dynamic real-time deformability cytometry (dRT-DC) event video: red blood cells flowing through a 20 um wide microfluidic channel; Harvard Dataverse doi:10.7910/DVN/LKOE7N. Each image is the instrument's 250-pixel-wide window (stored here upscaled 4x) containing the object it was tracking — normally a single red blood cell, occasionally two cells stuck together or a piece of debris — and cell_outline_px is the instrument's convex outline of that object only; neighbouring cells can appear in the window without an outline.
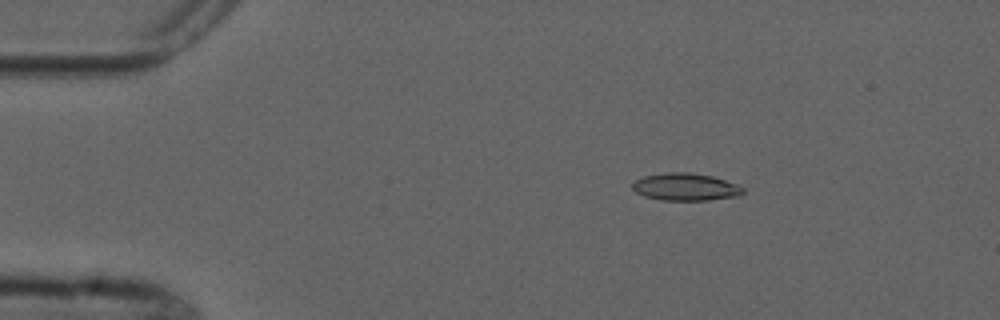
{"species": "common noctule bat (a hibernating species)", "species_latin": "Nyctalus noctula", "temperature_condition": "cold", "stored_images_in_passage": 2, "camera_frame_rate_fps": 3000, "um_per_image_px": 0.085, "animal": {"sex": "male", "forearm_length_mm": 52.5}, "frame": {"image": 1, "passage_image": 1, "time_ms": 0.0, "image_size_px": [1000, 320], "cell_outline_px": [[744, 192], [740, 196], [708, 200], [660, 200], [644, 196], [636, 192], [632, 188], [632, 184], [636, 180], [644, 176], [664, 172], [688, 172], [712, 176], [736, 184], [744, 188]], "centroid_in_image_um": [58.27, 15.89], "position_along_channel_um": 26.7, "area_um2": 17.69}}